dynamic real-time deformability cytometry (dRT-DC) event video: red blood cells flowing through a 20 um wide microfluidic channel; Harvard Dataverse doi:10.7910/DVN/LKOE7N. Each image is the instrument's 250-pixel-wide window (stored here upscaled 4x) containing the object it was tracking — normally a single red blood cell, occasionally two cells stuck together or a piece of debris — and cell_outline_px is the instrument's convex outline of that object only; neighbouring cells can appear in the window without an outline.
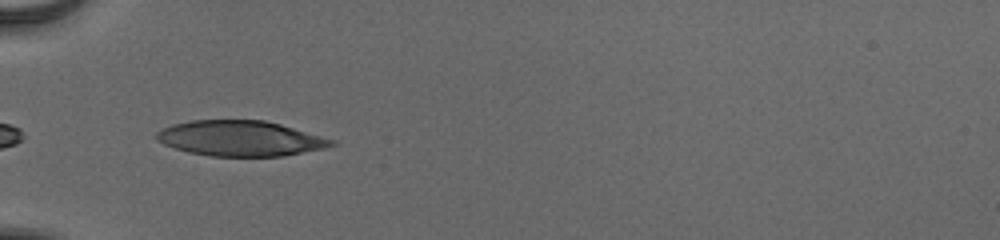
{"species": "human", "species_latin": "Homo sapiens", "temperature_condition": "cold", "stored_images_in_passage": 7, "camera_frame_rate_fps": 3000, "um_per_image_px": 0.085, "donor": {"sex": "male"}, "frame": {"image": 1, "passage_image": 1, "time_ms": 0.0, "image_size_px": [1000, 240], "cell_outline_px": [[336, 144], [324, 148], [280, 156], [212, 156], [188, 152], [164, 144], [156, 140], [156, 132], [172, 124], [192, 120], [264, 120], [280, 124], [336, 140]], "centroid_in_image_um": [20.42, 11.76], "position_along_channel_um": 64.6, "area_um2": 35.84}}
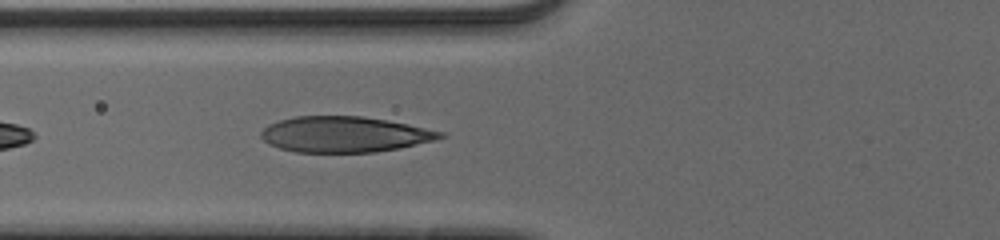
{"frame": {"image": 2, "passage_image": 4, "time_ms": 1.0, "image_size_px": [1000, 240], "cell_outline_px": [[448, 136], [400, 148], [376, 152], [296, 152], [280, 148], [268, 144], [260, 136], [260, 132], [268, 124], [280, 120], [296, 116], [364, 116], [408, 124], [444, 132]], "centroid_in_image_um": [29.27, 11.42], "position_along_channel_um": 96.5, "area_um2": 37.28}}